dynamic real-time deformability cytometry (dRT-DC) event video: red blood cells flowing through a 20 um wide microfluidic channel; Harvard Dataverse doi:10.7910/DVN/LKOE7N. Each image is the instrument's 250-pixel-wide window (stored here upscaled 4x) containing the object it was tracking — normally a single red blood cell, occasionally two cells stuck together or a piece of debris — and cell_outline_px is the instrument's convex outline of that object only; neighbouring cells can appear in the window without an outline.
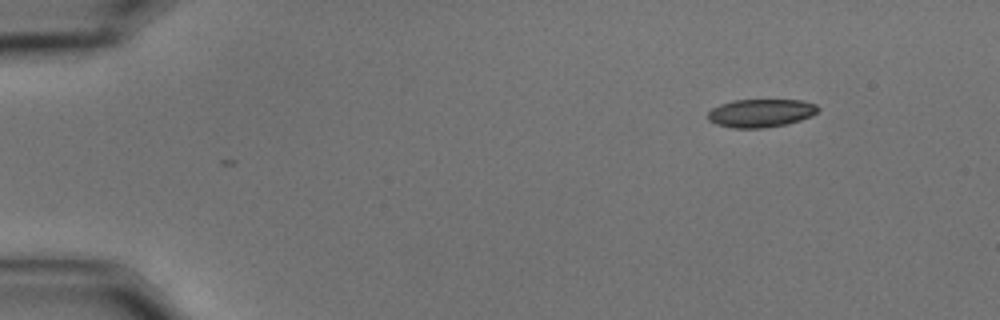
{"species": "common noctule bat (a hibernating species)", "species_latin": "Nyctalus noctula", "temperature_condition": "cold", "stored_images_in_passage": 2, "camera_frame_rate_fps": 3000, "um_per_image_px": 0.085, "animal": {"sex": "male", "body_mass_g": 15.6}, "frame": {"image": 1, "passage_image": 2, "time_ms": 0.333, "image_size_px": [1000, 320], "cell_outline_px": [[820, 108], [812, 116], [800, 120], [784, 124], [764, 128], [732, 128], [716, 124], [708, 120], [708, 112], [712, 108], [720, 104], [732, 100], [804, 100], [816, 104]], "centroid_in_image_um": [64.66, 9.6], "position_along_channel_um": 20.3, "area_um2": 18.15}}